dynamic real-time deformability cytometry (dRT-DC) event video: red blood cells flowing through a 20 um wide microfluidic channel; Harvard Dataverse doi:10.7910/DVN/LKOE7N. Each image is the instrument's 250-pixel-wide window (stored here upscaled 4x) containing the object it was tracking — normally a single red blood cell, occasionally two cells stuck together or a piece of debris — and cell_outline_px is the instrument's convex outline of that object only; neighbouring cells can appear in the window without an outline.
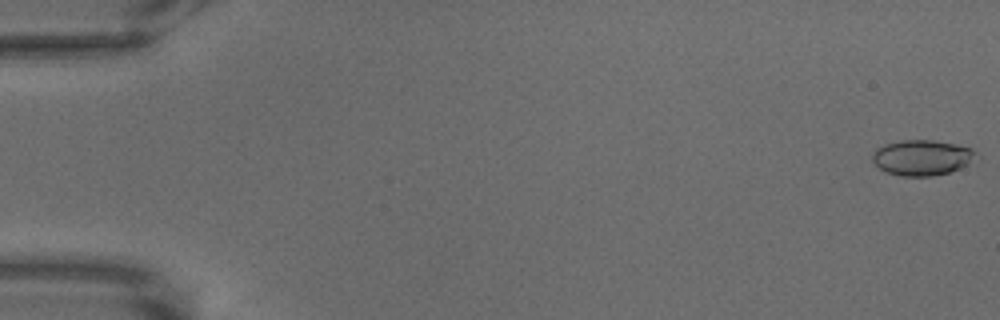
{"species": "common noctule bat (a hibernating species)", "species_latin": "Nyctalus noctula", "temperature_condition": "warm", "stored_images_in_passage": 69, "camera_frame_rate_fps": 3000, "um_per_image_px": 0.085, "animal": {"sex": "male", "body_mass_g": 18.8}, "frame": {"image": 1, "passage_image": 1, "time_ms": 0.0, "image_size_px": [1000, 320], "cell_outline_px": [[980, 156], [968, 164], [960, 168], [948, 172], [932, 176], [900, 176], [888, 172], [880, 168], [872, 160], [872, 156], [876, 148], [884, 144], [900, 140], [936, 140], [972, 148]], "centroid_in_image_um": [78.39, 13.38], "position_along_channel_um": 6.6, "area_um2": 21.5}}
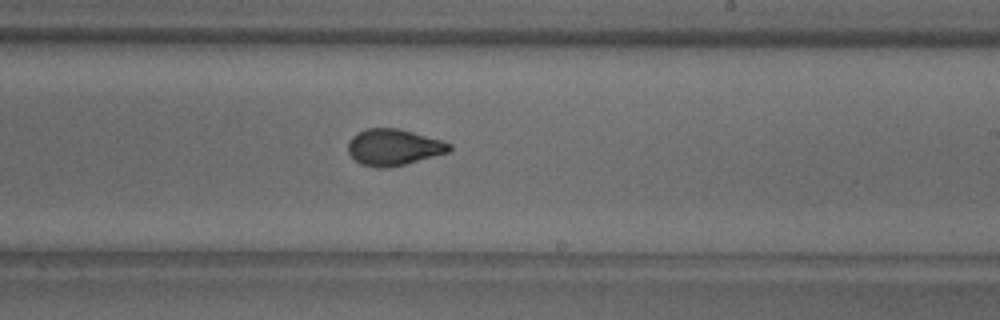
{"frame": {"image": 2, "passage_image": 42, "time_ms": 13.667, "image_size_px": [1000, 320], "cell_outline_px": [[452, 148], [448, 152], [404, 164], [388, 168], [376, 168], [360, 164], [348, 152], [348, 140], [356, 132], [368, 128], [400, 128], [440, 140], [452, 144]], "centroid_in_image_um": [33.42, 12.51], "position_along_channel_um": 255.6, "area_um2": 21.44}}
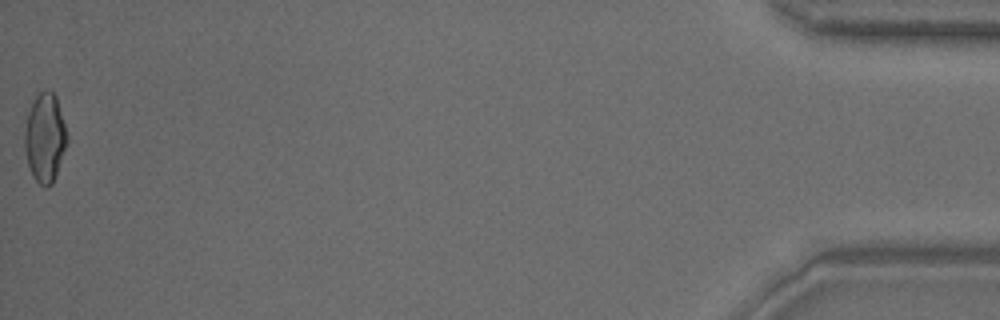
{"frame": {"image": 3, "passage_image": 69, "time_ms": 22.667, "image_size_px": [1000, 320], "cell_outline_px": [[68, 140], [56, 176], [52, 184], [44, 188], [32, 176], [28, 164], [24, 148], [24, 132], [28, 112], [36, 96], [44, 88], [48, 88], [56, 96], [68, 136]], "centroid_in_image_um": [3.82, 11.71], "position_along_channel_um": 431.4, "area_um2": 22.08}}